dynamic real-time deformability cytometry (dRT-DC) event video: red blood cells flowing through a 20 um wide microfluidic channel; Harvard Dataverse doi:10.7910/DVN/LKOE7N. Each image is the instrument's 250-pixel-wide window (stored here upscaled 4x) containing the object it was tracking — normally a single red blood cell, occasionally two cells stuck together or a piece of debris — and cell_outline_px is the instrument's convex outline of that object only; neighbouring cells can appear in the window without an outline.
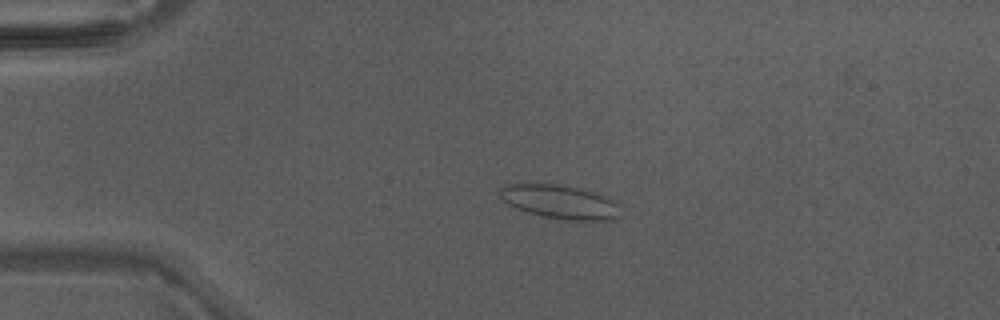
{"species": "Egyptian fruit bat (a non-hibernating species)", "species_latin": "Rousettus aegyptiacus", "temperature_condition": "warm", "stored_images_in_passage": 38, "camera_frame_rate_fps": 3000, "um_per_image_px": 0.085, "animal": {"sex": "male"}, "frame": {"image": 1, "passage_image": 3, "time_ms": 0.667, "image_size_px": [1000, 320], "cell_outline_px": [[624, 216], [616, 220], [564, 220], [544, 216], [528, 212], [516, 208], [508, 204], [496, 196], [500, 188], [508, 184], [560, 184], [580, 188], [596, 192], [608, 196], [624, 204]], "centroid_in_image_um": [47.74, 17.17], "position_along_channel_um": 37.3, "area_um2": 24.74}}
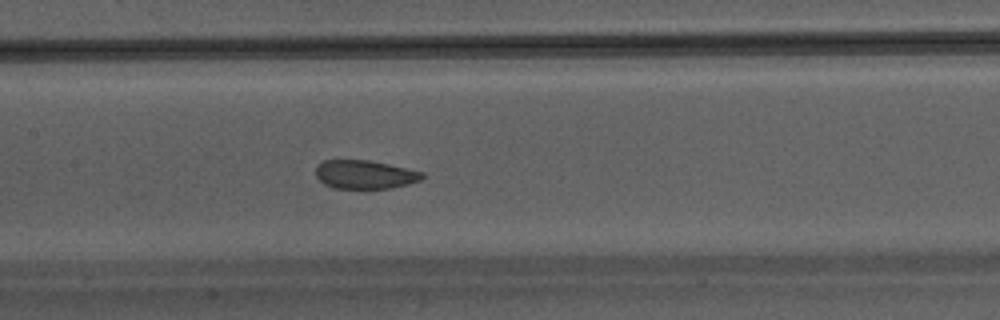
{"frame": {"image": 2, "passage_image": 15, "time_ms": 4.667, "image_size_px": [1000, 320], "cell_outline_px": [[424, 176], [420, 180], [408, 184], [392, 188], [332, 188], [324, 184], [316, 176], [316, 164], [324, 160], [368, 160], [388, 164], [424, 172]], "centroid_in_image_um": [30.99, 14.83], "position_along_channel_um": 176.4, "area_um2": 17.74}}
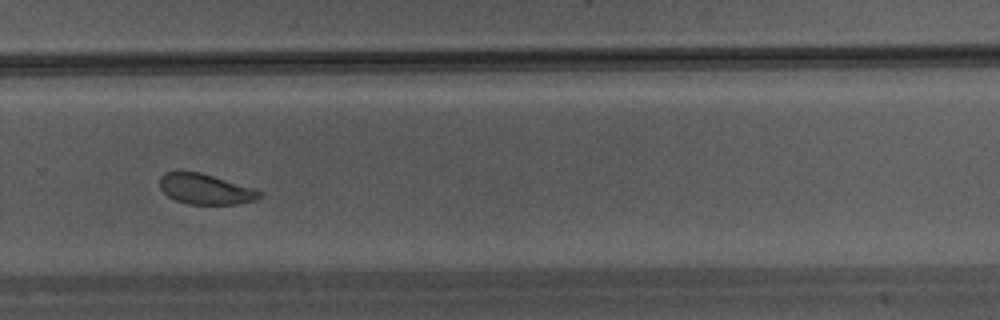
{"frame": {"image": 3, "passage_image": 24, "time_ms": 7.667, "image_size_px": [1000, 320], "cell_outline_px": [[264, 192], [256, 200], [240, 204], [188, 204], [176, 200], [168, 196], [160, 188], [160, 176], [164, 172], [180, 168], [200, 172], [256, 188]], "centroid_in_image_um": [17.45, 16.03], "position_along_channel_um": 312.4, "area_um2": 18.32}}